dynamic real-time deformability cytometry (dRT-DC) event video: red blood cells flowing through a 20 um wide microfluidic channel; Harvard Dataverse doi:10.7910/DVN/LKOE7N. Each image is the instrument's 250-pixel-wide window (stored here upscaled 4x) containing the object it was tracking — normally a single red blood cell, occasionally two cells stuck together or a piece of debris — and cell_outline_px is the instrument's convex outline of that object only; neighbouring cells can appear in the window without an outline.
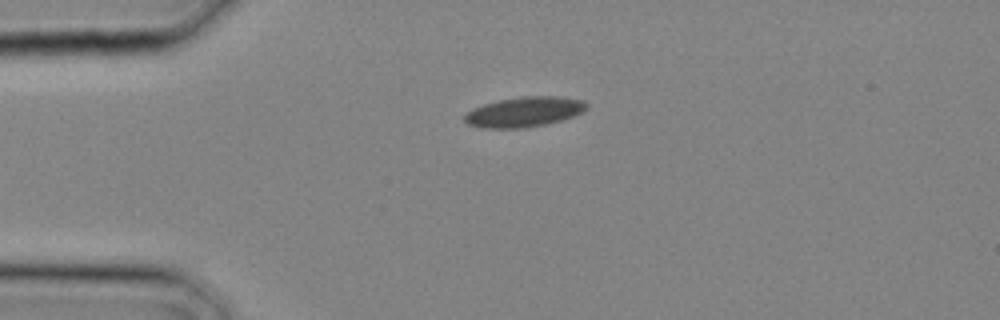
{"species": "common noctule bat (a hibernating species)", "species_latin": "Nyctalus noctula", "temperature_condition": "cold", "stored_images_in_passage": 2, "camera_frame_rate_fps": 3000, "um_per_image_px": 0.085, "animal": {"sex": "male", "body_mass_g": 20.4}, "frame": {"image": 1, "passage_image": 1, "time_ms": 0.0, "image_size_px": [1000, 320], "cell_outline_px": [[588, 108], [572, 116], [560, 120], [544, 124], [524, 128], [480, 128], [468, 124], [464, 120], [464, 116], [472, 108], [484, 104], [500, 100], [524, 96], [560, 96], [584, 100], [588, 104]], "centroid_in_image_um": [44.55, 9.5], "position_along_channel_um": 40.4, "area_um2": 21.27}}
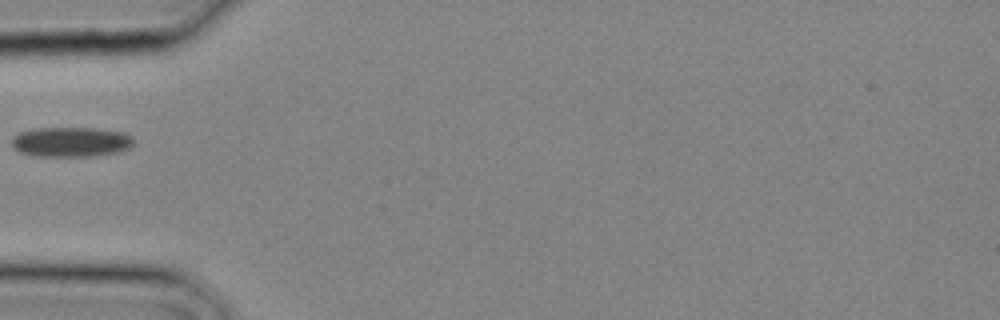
{"frame": {"image": 2, "passage_image": 2, "time_ms": 0.333, "image_size_px": [1000, 320], "cell_outline_px": [[132, 144], [128, 148], [116, 152], [92, 156], [32, 156], [20, 152], [12, 148], [12, 136], [20, 132], [36, 128], [96, 128], [124, 132], [132, 136]], "centroid_in_image_um": [5.98, 12.06], "position_along_channel_um": 79.0, "area_um2": 21.27}}